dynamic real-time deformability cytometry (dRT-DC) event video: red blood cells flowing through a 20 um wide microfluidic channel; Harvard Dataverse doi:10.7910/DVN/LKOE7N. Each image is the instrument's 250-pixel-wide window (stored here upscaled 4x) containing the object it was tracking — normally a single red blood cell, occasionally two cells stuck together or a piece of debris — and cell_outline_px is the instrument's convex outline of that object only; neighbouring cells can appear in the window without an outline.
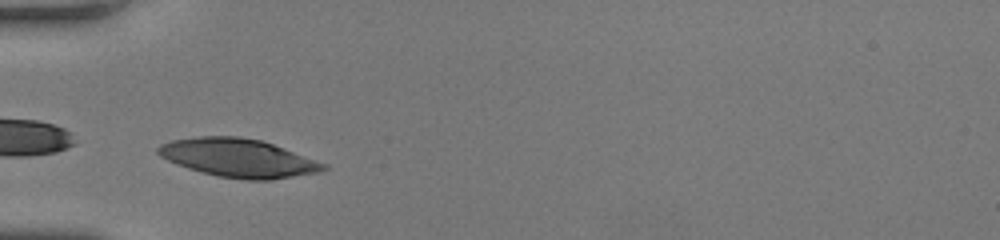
{"species": "human", "species_latin": "Homo sapiens", "temperature_condition": "room temperature", "stored_images_in_passage": 26, "camera_frame_rate_fps": 3000, "um_per_image_px": 0.085, "donor": {"sex": "female"}, "frame": {"image": 1, "passage_image": 1, "time_ms": 0.0, "image_size_px": [1000, 240], "cell_outline_px": [[328, 168], [316, 172], [272, 180], [248, 180], [220, 176], [188, 168], [176, 164], [160, 156], [156, 152], [156, 148], [160, 144], [172, 140], [196, 136], [240, 136], [260, 140], [284, 148], [328, 164]], "centroid_in_image_um": [20.24, 13.41], "position_along_channel_um": 64.8, "area_um2": 36.82}}
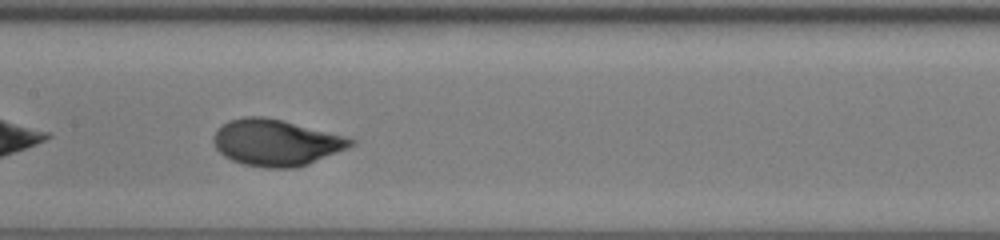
{"frame": {"image": 2, "passage_image": 10, "time_ms": 3.0, "image_size_px": [1000, 240], "cell_outline_px": [[356, 144], [348, 148], [308, 164], [292, 168], [264, 168], [244, 164], [232, 160], [224, 156], [216, 148], [212, 140], [212, 136], [216, 128], [220, 124], [228, 120], [244, 116], [264, 116], [284, 120], [344, 136], [356, 140]], "centroid_in_image_um": [23.42, 12.1], "position_along_channel_um": 184.0, "area_um2": 37.4}}
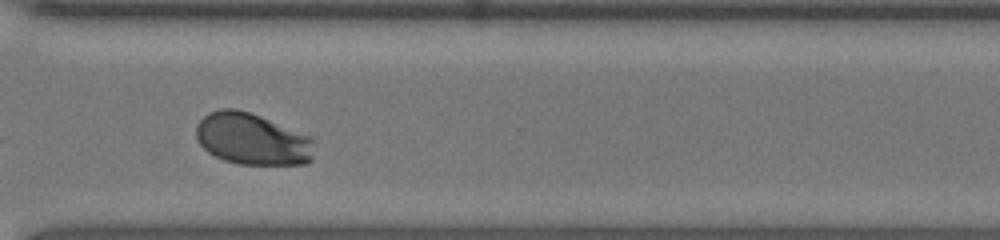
{"frame": {"image": 3, "passage_image": 22, "time_ms": 7.0, "image_size_px": [1000, 240], "cell_outline_px": [[316, 140], [312, 160], [308, 164], [236, 164], [224, 160], [208, 152], [200, 144], [196, 136], [196, 124], [208, 112], [220, 108], [236, 108], [260, 116], [312, 136]], "centroid_in_image_um": [21.47, 11.82], "position_along_channel_um": 349.1, "area_um2": 36.01}, "authors_computed_cell_mechanics": {"area_um2": 36.3273, "velocity_mm_per_s": 4.1237, "shape_relaxation_time_tau1_ms": 2.7161, "shape_relaxation_time_tau2_ms": null, "deformation_change_tau1": 0.1739, "deformation_change_tau2": null}}